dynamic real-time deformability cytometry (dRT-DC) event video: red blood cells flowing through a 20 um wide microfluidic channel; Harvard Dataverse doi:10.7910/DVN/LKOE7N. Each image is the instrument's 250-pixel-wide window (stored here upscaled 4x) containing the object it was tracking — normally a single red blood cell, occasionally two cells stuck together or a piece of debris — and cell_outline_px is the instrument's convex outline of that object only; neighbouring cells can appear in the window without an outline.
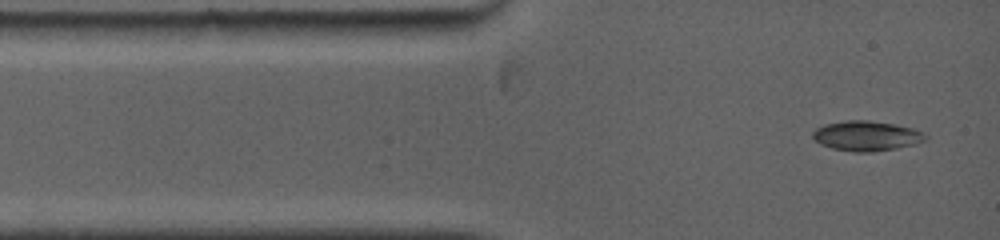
{"species": "common noctule bat (a hibernating species)", "species_latin": "Nyctalus noctula", "temperature_condition": "warm", "stored_images_in_passage": 14, "camera_frame_rate_fps": 5000, "um_per_image_px": 0.085, "animal": {"sex": "female", "body_mass_g": 19.0, "forearm_length_mm": 53.3}, "frame": {"image": 1, "passage_image": 1, "time_ms": 0.0, "image_size_px": [1000, 240], "cell_outline_px": [[928, 140], [916, 144], [896, 148], [872, 152], [852, 152], [832, 148], [820, 144], [812, 136], [812, 132], [816, 128], [824, 124], [844, 120], [868, 120], [892, 124], [912, 128], [924, 132], [928, 136]], "centroid_in_image_um": [73.66, 11.55], "position_along_channel_um": 11.3, "area_um2": 19.83}}
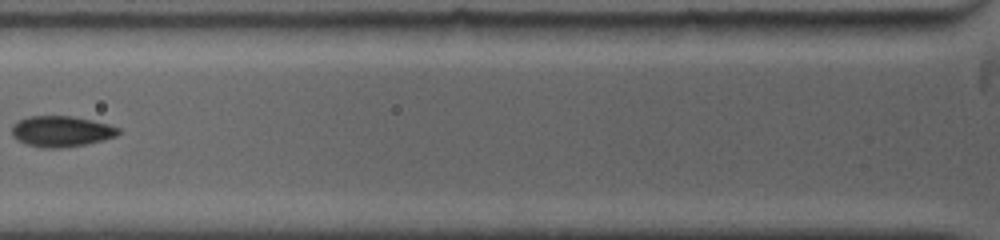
{"frame": {"image": 2, "passage_image": 7, "time_ms": 3.6, "image_size_px": [1000, 240], "cell_outline_px": [[120, 132], [116, 136], [104, 140], [88, 144], [60, 148], [44, 148], [28, 144], [16, 140], [12, 136], [12, 124], [28, 116], [72, 116], [92, 120], [108, 124], [120, 128]], "centroid_in_image_um": [5.21, 11.17], "position_along_channel_um": 120.6, "area_um2": 19.25}}
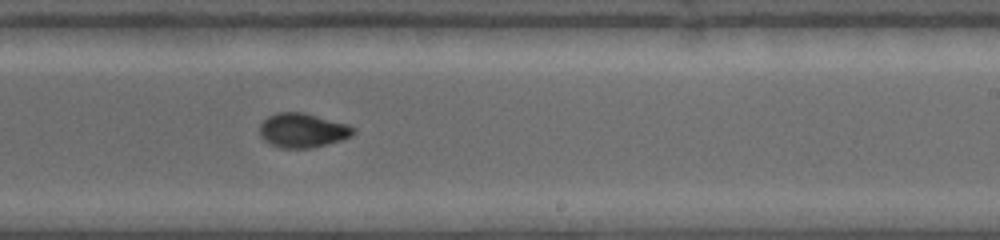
{"frame": {"image": 3, "passage_image": 14, "time_ms": 7.2, "image_size_px": [1000, 240], "cell_outline_px": [[356, 132], [352, 136], [328, 144], [312, 148], [280, 148], [268, 144], [260, 136], [260, 124], [268, 116], [276, 112], [304, 112], [348, 124], [356, 128]], "centroid_in_image_um": [25.73, 11.08], "position_along_channel_um": 263.3, "area_um2": 19.02}}